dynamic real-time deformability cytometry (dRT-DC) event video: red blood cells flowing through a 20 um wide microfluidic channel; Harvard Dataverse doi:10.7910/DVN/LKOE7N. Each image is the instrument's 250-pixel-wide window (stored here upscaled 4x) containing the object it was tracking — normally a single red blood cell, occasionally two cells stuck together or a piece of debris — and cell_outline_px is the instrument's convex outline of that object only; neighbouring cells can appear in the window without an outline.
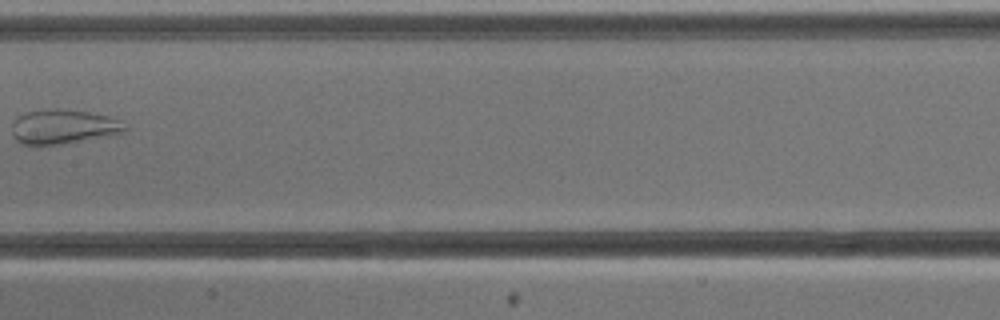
{"species": "common noctule bat (a hibernating species)", "species_latin": "Nyctalus noctula", "temperature_condition": "cold", "stored_images_in_passage": 9, "camera_frame_rate_fps": 3000, "um_per_image_px": 0.085, "animal": {"sex": "male", "body_mass_g": 13.3}, "frame": {"image": 1, "passage_image": 8, "time_ms": 8.333, "image_size_px": [1000, 320], "cell_outline_px": [[128, 128], [124, 132], [108, 136], [56, 144], [20, 144], [12, 136], [12, 124], [16, 116], [24, 112], [56, 108], [88, 112], [108, 116], [120, 120]], "centroid_in_image_um": [5.35, 10.75], "position_along_channel_um": 202.0, "area_um2": 22.6}}